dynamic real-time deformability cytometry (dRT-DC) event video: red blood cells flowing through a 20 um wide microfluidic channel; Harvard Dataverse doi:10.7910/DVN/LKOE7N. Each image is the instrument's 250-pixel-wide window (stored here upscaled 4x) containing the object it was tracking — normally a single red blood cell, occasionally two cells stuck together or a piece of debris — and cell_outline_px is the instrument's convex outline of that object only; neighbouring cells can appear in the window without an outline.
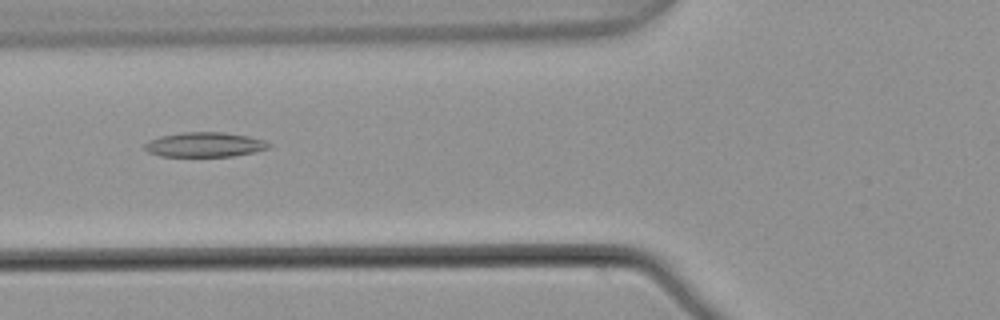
{"species": "common noctule bat (a hibernating species)", "species_latin": "Nyctalus noctula", "temperature_condition": "warm", "stored_images_in_passage": 7, "camera_frame_rate_fps": 3000, "um_per_image_px": 0.085, "animal": {"sex": "male", "body_mass_g": 21.5, "forearm_length_mm": 52.0}, "frame": {"image": 1, "passage_image": 6, "time_ms": 1.667, "image_size_px": [1000, 320], "cell_outline_px": [[272, 144], [268, 148], [256, 152], [232, 156], [160, 156], [148, 152], [144, 148], [144, 144], [160, 136], [180, 132], [224, 132], [248, 136], [264, 140]], "centroid_in_image_um": [17.42, 12.29], "position_along_channel_um": 108.4, "area_um2": 17.86}}
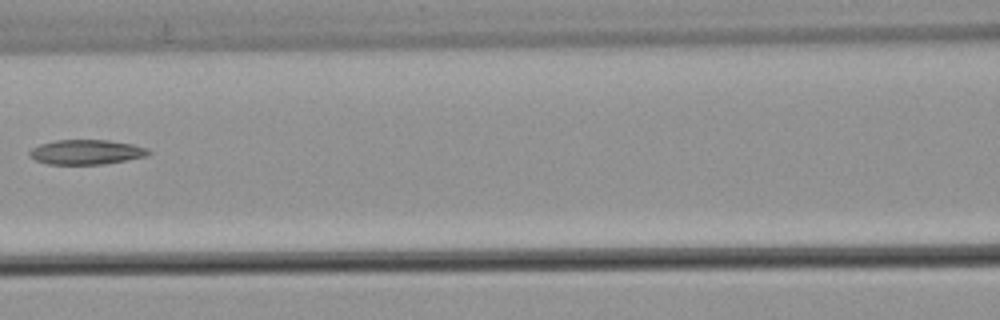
{"frame": {"image": 2, "passage_image": 7, "time_ms": 2.0, "image_size_px": [1000, 320], "cell_outline_px": [[152, 152], [148, 156], [104, 164], [48, 164], [36, 160], [28, 156], [28, 152], [32, 148], [40, 144], [56, 140], [108, 140], [132, 144], [148, 148]], "centroid_in_image_um": [7.35, 12.92], "position_along_channel_um": 159.3, "area_um2": 17.22}}